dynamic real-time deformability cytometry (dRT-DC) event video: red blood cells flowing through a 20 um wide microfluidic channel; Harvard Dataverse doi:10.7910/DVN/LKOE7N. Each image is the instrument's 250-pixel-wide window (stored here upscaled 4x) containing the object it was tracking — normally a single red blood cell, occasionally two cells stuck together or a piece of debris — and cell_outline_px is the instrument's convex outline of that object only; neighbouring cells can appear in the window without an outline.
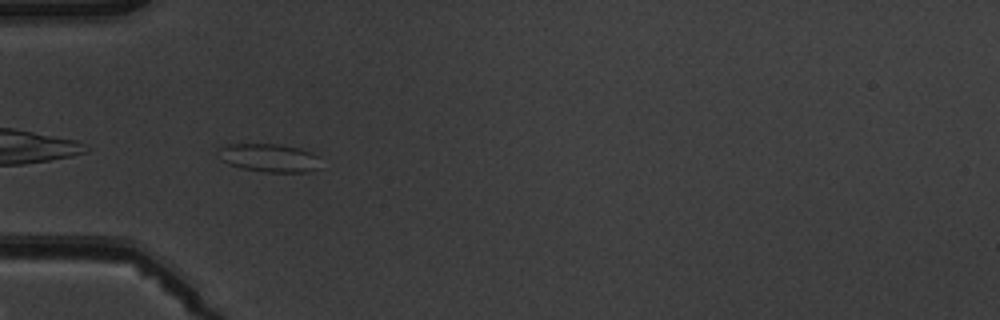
{"species": "common noctule bat (a hibernating species)", "species_latin": "Nyctalus noctula", "temperature_condition": "warm", "stored_images_in_passage": 8, "camera_frame_rate_fps": 3000, "um_per_image_px": 0.085, "animal": {"sex": "male", "body_mass_g": 19.5, "forearm_length_mm": 54.6}, "frame": {"image": 1, "passage_image": 4, "time_ms": 4.333, "image_size_px": [1000, 320], "cell_outline_px": [[320, 168], [308, 172], [264, 172], [240, 168], [228, 164], [220, 160], [216, 152], [216, 148], [224, 144], [276, 144], [300, 148], [312, 152], [320, 156]], "centroid_in_image_um": [22.85, 13.41], "position_along_channel_um": 62.1, "area_um2": 17.4}}
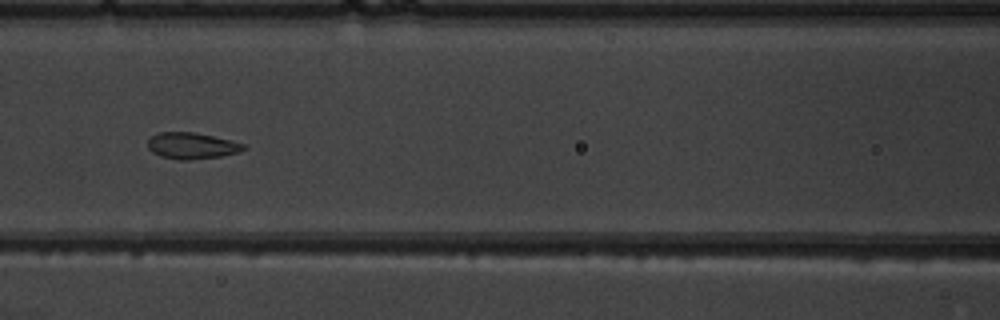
{"frame": {"image": 2, "passage_image": 6, "time_ms": 6.667, "image_size_px": [1000, 320], "cell_outline_px": [[248, 148], [236, 152], [220, 156], [188, 160], [180, 160], [160, 156], [152, 152], [148, 148], [148, 140], [152, 136], [160, 132], [196, 132], [232, 140], [244, 144]], "centroid_in_image_um": [16.3, 12.38], "position_along_channel_um": 150.3, "area_um2": 14.68}}
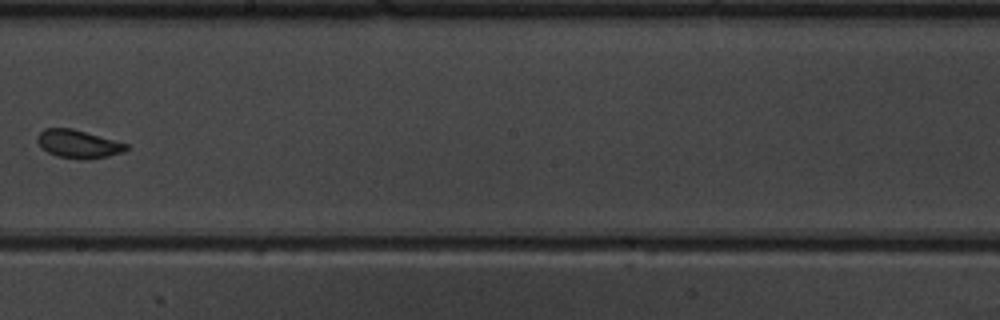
{"frame": {"image": 3, "passage_image": 8, "time_ms": 9.0, "image_size_px": [1000, 320], "cell_outline_px": [[128, 148], [124, 152], [108, 156], [88, 160], [80, 160], [56, 156], [48, 152], [36, 140], [36, 136], [44, 128], [72, 128], [128, 144]], "centroid_in_image_um": [6.65, 12.25], "position_along_channel_um": 241.5, "area_um2": 14.62}}